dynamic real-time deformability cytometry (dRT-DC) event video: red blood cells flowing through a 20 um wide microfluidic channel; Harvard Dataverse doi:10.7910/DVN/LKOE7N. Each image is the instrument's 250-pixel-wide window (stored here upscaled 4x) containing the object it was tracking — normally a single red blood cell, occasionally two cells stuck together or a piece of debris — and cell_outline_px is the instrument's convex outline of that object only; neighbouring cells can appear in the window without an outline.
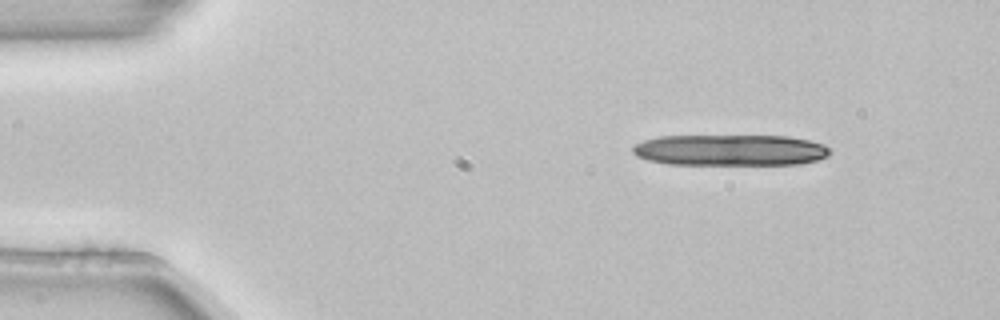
{"species": "common noctule bat (a hibernating species)", "species_latin": "Nyctalus noctula", "temperature_condition": "room temperature", "stored_images_in_passage": 3, "camera_frame_rate_fps": 3000, "um_per_image_px": 0.085, "animal": {"sex": "female", "body_mass_g": 22.7, "forearm_length_mm": 54.2}, "frame": {"image": 1, "passage_image": 1, "time_ms": 0.0, "image_size_px": [1000, 320], "cell_outline_px": [[832, 152], [828, 156], [816, 160], [800, 164], [668, 164], [648, 160], [636, 156], [632, 152], [632, 148], [636, 144], [644, 140], [660, 136], [788, 136], [808, 140], [824, 144]], "centroid_in_image_um": [62.07, 12.76], "position_along_channel_um": 22.9, "area_um2": 35.78}}